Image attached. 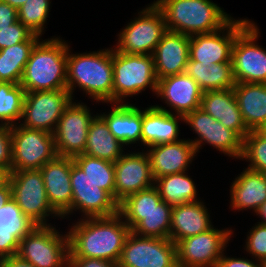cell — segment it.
Returning <instances> with one entry per match:
<instances>
[{
  "label": "cell",
  "mask_w": 266,
  "mask_h": 267,
  "mask_svg": "<svg viewBox=\"0 0 266 267\" xmlns=\"http://www.w3.org/2000/svg\"><path fill=\"white\" fill-rule=\"evenodd\" d=\"M246 252L255 257V261L266 263V226L257 224L250 230L246 239Z\"/></svg>",
  "instance_id": "obj_40"
},
{
  "label": "cell",
  "mask_w": 266,
  "mask_h": 267,
  "mask_svg": "<svg viewBox=\"0 0 266 267\" xmlns=\"http://www.w3.org/2000/svg\"><path fill=\"white\" fill-rule=\"evenodd\" d=\"M184 122L191 126V129L199 137L196 140H190L197 152H199V148H201L203 143L204 145L209 143L219 152L221 151L229 157L241 159L243 140L233 130L223 126L220 121L215 120L201 108L186 114Z\"/></svg>",
  "instance_id": "obj_17"
},
{
  "label": "cell",
  "mask_w": 266,
  "mask_h": 267,
  "mask_svg": "<svg viewBox=\"0 0 266 267\" xmlns=\"http://www.w3.org/2000/svg\"><path fill=\"white\" fill-rule=\"evenodd\" d=\"M0 267H35L32 263L21 259L18 255L0 258Z\"/></svg>",
  "instance_id": "obj_46"
},
{
  "label": "cell",
  "mask_w": 266,
  "mask_h": 267,
  "mask_svg": "<svg viewBox=\"0 0 266 267\" xmlns=\"http://www.w3.org/2000/svg\"><path fill=\"white\" fill-rule=\"evenodd\" d=\"M208 211L201 200L174 205L169 239L176 244L182 239L211 229L213 226Z\"/></svg>",
  "instance_id": "obj_26"
},
{
  "label": "cell",
  "mask_w": 266,
  "mask_h": 267,
  "mask_svg": "<svg viewBox=\"0 0 266 267\" xmlns=\"http://www.w3.org/2000/svg\"><path fill=\"white\" fill-rule=\"evenodd\" d=\"M50 4V0H27L17 9L18 20L33 34L41 37L49 17Z\"/></svg>",
  "instance_id": "obj_37"
},
{
  "label": "cell",
  "mask_w": 266,
  "mask_h": 267,
  "mask_svg": "<svg viewBox=\"0 0 266 267\" xmlns=\"http://www.w3.org/2000/svg\"><path fill=\"white\" fill-rule=\"evenodd\" d=\"M48 201L62 216L72 204L71 157L57 156L40 168Z\"/></svg>",
  "instance_id": "obj_20"
},
{
  "label": "cell",
  "mask_w": 266,
  "mask_h": 267,
  "mask_svg": "<svg viewBox=\"0 0 266 267\" xmlns=\"http://www.w3.org/2000/svg\"><path fill=\"white\" fill-rule=\"evenodd\" d=\"M255 213L262 218L261 222L258 223L266 226V201L258 208Z\"/></svg>",
  "instance_id": "obj_49"
},
{
  "label": "cell",
  "mask_w": 266,
  "mask_h": 267,
  "mask_svg": "<svg viewBox=\"0 0 266 267\" xmlns=\"http://www.w3.org/2000/svg\"><path fill=\"white\" fill-rule=\"evenodd\" d=\"M190 36L167 31L152 53L158 79L185 72L189 60Z\"/></svg>",
  "instance_id": "obj_21"
},
{
  "label": "cell",
  "mask_w": 266,
  "mask_h": 267,
  "mask_svg": "<svg viewBox=\"0 0 266 267\" xmlns=\"http://www.w3.org/2000/svg\"><path fill=\"white\" fill-rule=\"evenodd\" d=\"M33 33L19 20L0 30V50L27 41Z\"/></svg>",
  "instance_id": "obj_41"
},
{
  "label": "cell",
  "mask_w": 266,
  "mask_h": 267,
  "mask_svg": "<svg viewBox=\"0 0 266 267\" xmlns=\"http://www.w3.org/2000/svg\"><path fill=\"white\" fill-rule=\"evenodd\" d=\"M230 187L231 208L253 209L254 212L266 201V175L245 168Z\"/></svg>",
  "instance_id": "obj_29"
},
{
  "label": "cell",
  "mask_w": 266,
  "mask_h": 267,
  "mask_svg": "<svg viewBox=\"0 0 266 267\" xmlns=\"http://www.w3.org/2000/svg\"><path fill=\"white\" fill-rule=\"evenodd\" d=\"M159 105L142 110L141 143L147 147L153 145L176 142L179 137V124L177 120L184 121V117Z\"/></svg>",
  "instance_id": "obj_23"
},
{
  "label": "cell",
  "mask_w": 266,
  "mask_h": 267,
  "mask_svg": "<svg viewBox=\"0 0 266 267\" xmlns=\"http://www.w3.org/2000/svg\"><path fill=\"white\" fill-rule=\"evenodd\" d=\"M259 29L251 22L237 37L232 49L236 83H266V50L256 42Z\"/></svg>",
  "instance_id": "obj_11"
},
{
  "label": "cell",
  "mask_w": 266,
  "mask_h": 267,
  "mask_svg": "<svg viewBox=\"0 0 266 267\" xmlns=\"http://www.w3.org/2000/svg\"><path fill=\"white\" fill-rule=\"evenodd\" d=\"M200 108L242 140L250 132L243 121L233 88L203 92Z\"/></svg>",
  "instance_id": "obj_24"
},
{
  "label": "cell",
  "mask_w": 266,
  "mask_h": 267,
  "mask_svg": "<svg viewBox=\"0 0 266 267\" xmlns=\"http://www.w3.org/2000/svg\"><path fill=\"white\" fill-rule=\"evenodd\" d=\"M12 171L40 169L58 155L54 136L44 130L11 126Z\"/></svg>",
  "instance_id": "obj_8"
},
{
  "label": "cell",
  "mask_w": 266,
  "mask_h": 267,
  "mask_svg": "<svg viewBox=\"0 0 266 267\" xmlns=\"http://www.w3.org/2000/svg\"><path fill=\"white\" fill-rule=\"evenodd\" d=\"M40 36L33 34L27 41L0 50V82L20 84L31 50Z\"/></svg>",
  "instance_id": "obj_33"
},
{
  "label": "cell",
  "mask_w": 266,
  "mask_h": 267,
  "mask_svg": "<svg viewBox=\"0 0 266 267\" xmlns=\"http://www.w3.org/2000/svg\"><path fill=\"white\" fill-rule=\"evenodd\" d=\"M155 185L128 196L119 204V212H150L161 201Z\"/></svg>",
  "instance_id": "obj_39"
},
{
  "label": "cell",
  "mask_w": 266,
  "mask_h": 267,
  "mask_svg": "<svg viewBox=\"0 0 266 267\" xmlns=\"http://www.w3.org/2000/svg\"><path fill=\"white\" fill-rule=\"evenodd\" d=\"M139 13V16L118 34V43L114 48L116 51L152 55L168 31L163 13L154 2Z\"/></svg>",
  "instance_id": "obj_7"
},
{
  "label": "cell",
  "mask_w": 266,
  "mask_h": 267,
  "mask_svg": "<svg viewBox=\"0 0 266 267\" xmlns=\"http://www.w3.org/2000/svg\"><path fill=\"white\" fill-rule=\"evenodd\" d=\"M18 21L17 9L0 0V30L9 28Z\"/></svg>",
  "instance_id": "obj_43"
},
{
  "label": "cell",
  "mask_w": 266,
  "mask_h": 267,
  "mask_svg": "<svg viewBox=\"0 0 266 267\" xmlns=\"http://www.w3.org/2000/svg\"><path fill=\"white\" fill-rule=\"evenodd\" d=\"M147 151L153 178L186 172L197 151L189 140L153 145Z\"/></svg>",
  "instance_id": "obj_22"
},
{
  "label": "cell",
  "mask_w": 266,
  "mask_h": 267,
  "mask_svg": "<svg viewBox=\"0 0 266 267\" xmlns=\"http://www.w3.org/2000/svg\"><path fill=\"white\" fill-rule=\"evenodd\" d=\"M6 3H8L9 5H11L12 7L18 9L20 8L27 0H2Z\"/></svg>",
  "instance_id": "obj_50"
},
{
  "label": "cell",
  "mask_w": 266,
  "mask_h": 267,
  "mask_svg": "<svg viewBox=\"0 0 266 267\" xmlns=\"http://www.w3.org/2000/svg\"><path fill=\"white\" fill-rule=\"evenodd\" d=\"M241 159L250 162L248 169L266 175V139L256 130H251L244 138Z\"/></svg>",
  "instance_id": "obj_38"
},
{
  "label": "cell",
  "mask_w": 266,
  "mask_h": 267,
  "mask_svg": "<svg viewBox=\"0 0 266 267\" xmlns=\"http://www.w3.org/2000/svg\"><path fill=\"white\" fill-rule=\"evenodd\" d=\"M185 73L198 83L203 92L232 89L236 83L232 63L200 64L188 60Z\"/></svg>",
  "instance_id": "obj_32"
},
{
  "label": "cell",
  "mask_w": 266,
  "mask_h": 267,
  "mask_svg": "<svg viewBox=\"0 0 266 267\" xmlns=\"http://www.w3.org/2000/svg\"><path fill=\"white\" fill-rule=\"evenodd\" d=\"M11 127L0 124V168L11 169L12 163Z\"/></svg>",
  "instance_id": "obj_42"
},
{
  "label": "cell",
  "mask_w": 266,
  "mask_h": 267,
  "mask_svg": "<svg viewBox=\"0 0 266 267\" xmlns=\"http://www.w3.org/2000/svg\"><path fill=\"white\" fill-rule=\"evenodd\" d=\"M94 117L84 103L71 101L53 133L58 156L73 158L84 153L89 126Z\"/></svg>",
  "instance_id": "obj_16"
},
{
  "label": "cell",
  "mask_w": 266,
  "mask_h": 267,
  "mask_svg": "<svg viewBox=\"0 0 266 267\" xmlns=\"http://www.w3.org/2000/svg\"><path fill=\"white\" fill-rule=\"evenodd\" d=\"M172 209V205L161 200L150 212L119 213L135 235L169 239Z\"/></svg>",
  "instance_id": "obj_27"
},
{
  "label": "cell",
  "mask_w": 266,
  "mask_h": 267,
  "mask_svg": "<svg viewBox=\"0 0 266 267\" xmlns=\"http://www.w3.org/2000/svg\"><path fill=\"white\" fill-rule=\"evenodd\" d=\"M185 173L169 174L155 180L154 185L167 204L174 206L199 201L195 183Z\"/></svg>",
  "instance_id": "obj_34"
},
{
  "label": "cell",
  "mask_w": 266,
  "mask_h": 267,
  "mask_svg": "<svg viewBox=\"0 0 266 267\" xmlns=\"http://www.w3.org/2000/svg\"><path fill=\"white\" fill-rule=\"evenodd\" d=\"M123 147V144L110 133L105 120L99 114L95 115L89 126L83 154L114 163L124 154Z\"/></svg>",
  "instance_id": "obj_31"
},
{
  "label": "cell",
  "mask_w": 266,
  "mask_h": 267,
  "mask_svg": "<svg viewBox=\"0 0 266 267\" xmlns=\"http://www.w3.org/2000/svg\"><path fill=\"white\" fill-rule=\"evenodd\" d=\"M113 103H124V98L135 96L146 88L157 92L152 55L128 54L112 48Z\"/></svg>",
  "instance_id": "obj_5"
},
{
  "label": "cell",
  "mask_w": 266,
  "mask_h": 267,
  "mask_svg": "<svg viewBox=\"0 0 266 267\" xmlns=\"http://www.w3.org/2000/svg\"><path fill=\"white\" fill-rule=\"evenodd\" d=\"M203 91L198 83L183 72L158 79L157 97H161L176 115L186 114L199 109Z\"/></svg>",
  "instance_id": "obj_19"
},
{
  "label": "cell",
  "mask_w": 266,
  "mask_h": 267,
  "mask_svg": "<svg viewBox=\"0 0 266 267\" xmlns=\"http://www.w3.org/2000/svg\"><path fill=\"white\" fill-rule=\"evenodd\" d=\"M11 169L0 168V189H4L10 183Z\"/></svg>",
  "instance_id": "obj_47"
},
{
  "label": "cell",
  "mask_w": 266,
  "mask_h": 267,
  "mask_svg": "<svg viewBox=\"0 0 266 267\" xmlns=\"http://www.w3.org/2000/svg\"><path fill=\"white\" fill-rule=\"evenodd\" d=\"M72 100L67 89L26 93L21 118L24 122L20 125L53 134L58 120Z\"/></svg>",
  "instance_id": "obj_12"
},
{
  "label": "cell",
  "mask_w": 266,
  "mask_h": 267,
  "mask_svg": "<svg viewBox=\"0 0 266 267\" xmlns=\"http://www.w3.org/2000/svg\"><path fill=\"white\" fill-rule=\"evenodd\" d=\"M68 267H117V265L103 259L69 258Z\"/></svg>",
  "instance_id": "obj_44"
},
{
  "label": "cell",
  "mask_w": 266,
  "mask_h": 267,
  "mask_svg": "<svg viewBox=\"0 0 266 267\" xmlns=\"http://www.w3.org/2000/svg\"><path fill=\"white\" fill-rule=\"evenodd\" d=\"M233 90L246 127L257 130L266 123V83H235Z\"/></svg>",
  "instance_id": "obj_30"
},
{
  "label": "cell",
  "mask_w": 266,
  "mask_h": 267,
  "mask_svg": "<svg viewBox=\"0 0 266 267\" xmlns=\"http://www.w3.org/2000/svg\"><path fill=\"white\" fill-rule=\"evenodd\" d=\"M69 230V258H96L115 264L131 232L119 212L108 217H83Z\"/></svg>",
  "instance_id": "obj_1"
},
{
  "label": "cell",
  "mask_w": 266,
  "mask_h": 267,
  "mask_svg": "<svg viewBox=\"0 0 266 267\" xmlns=\"http://www.w3.org/2000/svg\"><path fill=\"white\" fill-rule=\"evenodd\" d=\"M52 225L36 226L19 243L17 255L35 267H68V234Z\"/></svg>",
  "instance_id": "obj_6"
},
{
  "label": "cell",
  "mask_w": 266,
  "mask_h": 267,
  "mask_svg": "<svg viewBox=\"0 0 266 267\" xmlns=\"http://www.w3.org/2000/svg\"><path fill=\"white\" fill-rule=\"evenodd\" d=\"M110 112L99 114L107 123L110 133L124 146L141 142L142 110L132 104L113 103Z\"/></svg>",
  "instance_id": "obj_28"
},
{
  "label": "cell",
  "mask_w": 266,
  "mask_h": 267,
  "mask_svg": "<svg viewBox=\"0 0 266 267\" xmlns=\"http://www.w3.org/2000/svg\"><path fill=\"white\" fill-rule=\"evenodd\" d=\"M26 91L18 84L0 82V121L1 125L14 126L22 118ZM17 121V123H15Z\"/></svg>",
  "instance_id": "obj_36"
},
{
  "label": "cell",
  "mask_w": 266,
  "mask_h": 267,
  "mask_svg": "<svg viewBox=\"0 0 266 267\" xmlns=\"http://www.w3.org/2000/svg\"><path fill=\"white\" fill-rule=\"evenodd\" d=\"M233 231L211 229L176 243L178 267H216Z\"/></svg>",
  "instance_id": "obj_14"
},
{
  "label": "cell",
  "mask_w": 266,
  "mask_h": 267,
  "mask_svg": "<svg viewBox=\"0 0 266 267\" xmlns=\"http://www.w3.org/2000/svg\"><path fill=\"white\" fill-rule=\"evenodd\" d=\"M167 30L187 36L212 33L233 18L211 0H157Z\"/></svg>",
  "instance_id": "obj_4"
},
{
  "label": "cell",
  "mask_w": 266,
  "mask_h": 267,
  "mask_svg": "<svg viewBox=\"0 0 266 267\" xmlns=\"http://www.w3.org/2000/svg\"><path fill=\"white\" fill-rule=\"evenodd\" d=\"M256 131L266 139V123L260 126Z\"/></svg>",
  "instance_id": "obj_51"
},
{
  "label": "cell",
  "mask_w": 266,
  "mask_h": 267,
  "mask_svg": "<svg viewBox=\"0 0 266 267\" xmlns=\"http://www.w3.org/2000/svg\"><path fill=\"white\" fill-rule=\"evenodd\" d=\"M69 47L66 82L71 97L78 86L96 102L112 104L114 79L112 48L97 52L70 54Z\"/></svg>",
  "instance_id": "obj_2"
},
{
  "label": "cell",
  "mask_w": 266,
  "mask_h": 267,
  "mask_svg": "<svg viewBox=\"0 0 266 267\" xmlns=\"http://www.w3.org/2000/svg\"><path fill=\"white\" fill-rule=\"evenodd\" d=\"M66 41L53 37L38 41L31 50L20 85L26 93L67 89Z\"/></svg>",
  "instance_id": "obj_3"
},
{
  "label": "cell",
  "mask_w": 266,
  "mask_h": 267,
  "mask_svg": "<svg viewBox=\"0 0 266 267\" xmlns=\"http://www.w3.org/2000/svg\"><path fill=\"white\" fill-rule=\"evenodd\" d=\"M36 226L13 198L0 206V258L17 255L20 240Z\"/></svg>",
  "instance_id": "obj_25"
},
{
  "label": "cell",
  "mask_w": 266,
  "mask_h": 267,
  "mask_svg": "<svg viewBox=\"0 0 266 267\" xmlns=\"http://www.w3.org/2000/svg\"><path fill=\"white\" fill-rule=\"evenodd\" d=\"M12 198L22 213L37 226L50 225L47 217H61L50 205L40 169L12 171ZM51 214V215H50Z\"/></svg>",
  "instance_id": "obj_9"
},
{
  "label": "cell",
  "mask_w": 266,
  "mask_h": 267,
  "mask_svg": "<svg viewBox=\"0 0 266 267\" xmlns=\"http://www.w3.org/2000/svg\"><path fill=\"white\" fill-rule=\"evenodd\" d=\"M73 161L97 185L115 200V167L114 163L80 154Z\"/></svg>",
  "instance_id": "obj_35"
},
{
  "label": "cell",
  "mask_w": 266,
  "mask_h": 267,
  "mask_svg": "<svg viewBox=\"0 0 266 267\" xmlns=\"http://www.w3.org/2000/svg\"><path fill=\"white\" fill-rule=\"evenodd\" d=\"M71 207L61 216L81 210L83 216L108 217L119 212V204L99 185L94 183L71 158ZM66 215V216H65Z\"/></svg>",
  "instance_id": "obj_15"
},
{
  "label": "cell",
  "mask_w": 266,
  "mask_h": 267,
  "mask_svg": "<svg viewBox=\"0 0 266 267\" xmlns=\"http://www.w3.org/2000/svg\"><path fill=\"white\" fill-rule=\"evenodd\" d=\"M11 198H12V189L9 183L4 189H0V206L5 205L7 201Z\"/></svg>",
  "instance_id": "obj_48"
},
{
  "label": "cell",
  "mask_w": 266,
  "mask_h": 267,
  "mask_svg": "<svg viewBox=\"0 0 266 267\" xmlns=\"http://www.w3.org/2000/svg\"><path fill=\"white\" fill-rule=\"evenodd\" d=\"M115 201L120 204L128 196L155 184L147 152L124 153L114 162Z\"/></svg>",
  "instance_id": "obj_18"
},
{
  "label": "cell",
  "mask_w": 266,
  "mask_h": 267,
  "mask_svg": "<svg viewBox=\"0 0 266 267\" xmlns=\"http://www.w3.org/2000/svg\"><path fill=\"white\" fill-rule=\"evenodd\" d=\"M117 267H178L176 244L170 239L128 234Z\"/></svg>",
  "instance_id": "obj_10"
},
{
  "label": "cell",
  "mask_w": 266,
  "mask_h": 267,
  "mask_svg": "<svg viewBox=\"0 0 266 267\" xmlns=\"http://www.w3.org/2000/svg\"><path fill=\"white\" fill-rule=\"evenodd\" d=\"M250 23L251 21L245 18L232 19L220 30L190 36L189 60L200 64L232 63V49L236 37Z\"/></svg>",
  "instance_id": "obj_13"
},
{
  "label": "cell",
  "mask_w": 266,
  "mask_h": 267,
  "mask_svg": "<svg viewBox=\"0 0 266 267\" xmlns=\"http://www.w3.org/2000/svg\"><path fill=\"white\" fill-rule=\"evenodd\" d=\"M216 267H264V264L259 261L255 263V261L252 262V260L244 258L226 257L223 253Z\"/></svg>",
  "instance_id": "obj_45"
}]
</instances>
